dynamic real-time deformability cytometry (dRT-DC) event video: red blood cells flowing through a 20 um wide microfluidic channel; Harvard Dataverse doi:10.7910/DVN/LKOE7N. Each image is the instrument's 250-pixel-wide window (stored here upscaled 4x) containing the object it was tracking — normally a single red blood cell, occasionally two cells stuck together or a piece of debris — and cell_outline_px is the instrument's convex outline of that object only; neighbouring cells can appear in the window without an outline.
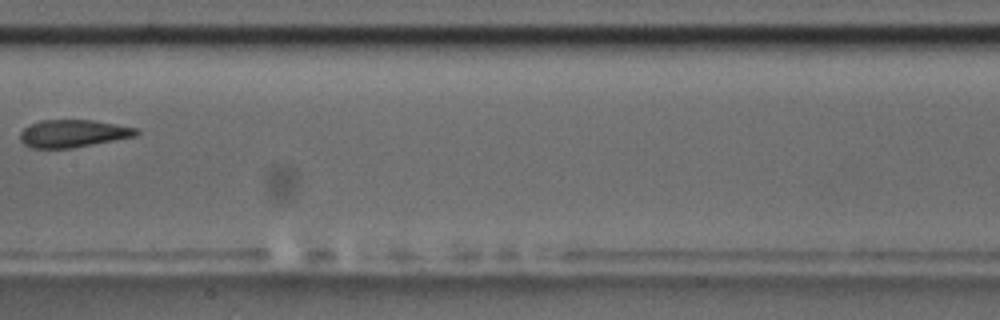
{"species": "common noctule bat (a hibernating species)", "species_latin": "Nyctalus noctula", "temperature_condition": "room temperature", "stored_images_in_passage": 6, "camera_frame_rate_fps": 3000, "um_per_image_px": 0.085, "animal": {"sex": "male", "body_mass_g": 17.5, "forearm_length_mm": 52.3}, "frame": {"image": 1, "passage_image": 5, "time_ms": 5.667, "image_size_px": [1000, 320], "cell_outline_px": [[140, 132], [136, 136], [72, 148], [32, 148], [24, 144], [20, 140], [20, 132], [28, 124], [40, 120], [92, 120], [116, 124], [136, 128]], "centroid_in_image_um": [6.18, 11.34], "position_along_channel_um": 201.2, "area_um2": 18.67}}
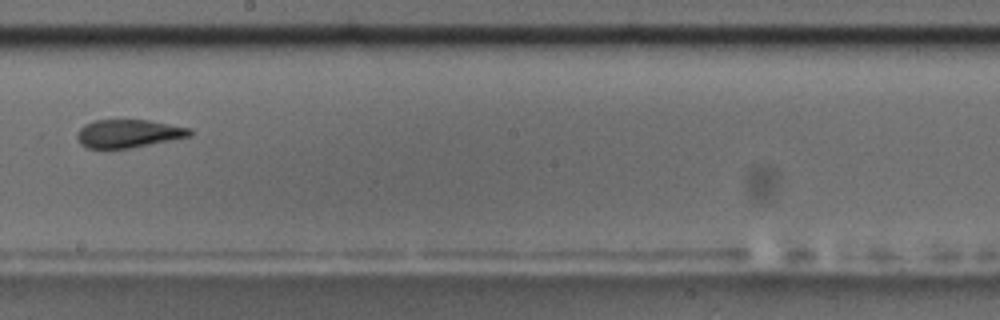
{"frame": {"image": 2, "passage_image": 6, "time_ms": 6.667, "image_size_px": [1000, 320], "cell_outline_px": [[192, 136], [132, 148], [88, 148], [80, 144], [76, 140], [76, 132], [84, 124], [92, 120], [148, 120], [192, 128]], "centroid_in_image_um": [10.9, 11.35], "position_along_channel_um": 237.3, "area_um2": 18.73}}